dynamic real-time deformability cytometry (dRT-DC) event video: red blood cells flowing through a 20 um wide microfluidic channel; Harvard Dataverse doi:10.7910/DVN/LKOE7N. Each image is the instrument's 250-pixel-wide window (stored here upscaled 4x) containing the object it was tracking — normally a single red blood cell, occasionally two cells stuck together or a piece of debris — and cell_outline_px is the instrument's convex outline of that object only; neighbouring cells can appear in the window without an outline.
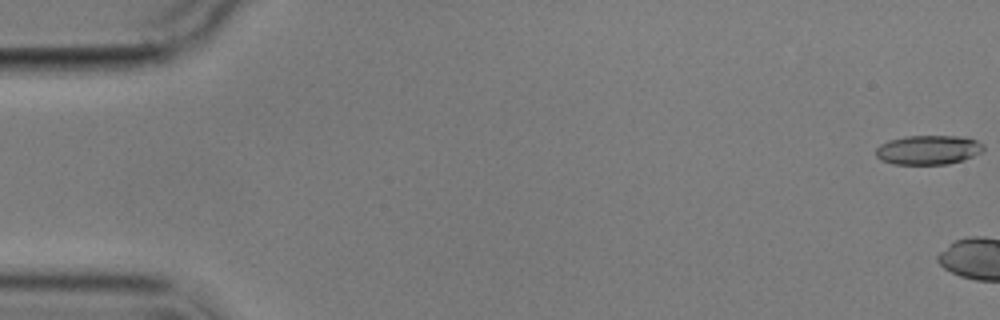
{"species": "common noctule bat (a hibernating species)", "species_latin": "Nyctalus noctula", "temperature_condition": "cold", "stored_images_in_passage": 5, "camera_frame_rate_fps": 3000, "um_per_image_px": 0.085, "animal": {"sex": "male", "body_mass_g": 17.9}, "frame": {"image": 1, "passage_image": 1, "time_ms": 0.0, "image_size_px": [1000, 320], "cell_outline_px": [[984, 152], [964, 160], [948, 164], [892, 164], [880, 160], [876, 156], [876, 148], [880, 144], [888, 140], [904, 136], [956, 136], [976, 140], [984, 144]], "centroid_in_image_um": [78.91, 12.74], "position_along_channel_um": 6.1, "area_um2": 18.61}}